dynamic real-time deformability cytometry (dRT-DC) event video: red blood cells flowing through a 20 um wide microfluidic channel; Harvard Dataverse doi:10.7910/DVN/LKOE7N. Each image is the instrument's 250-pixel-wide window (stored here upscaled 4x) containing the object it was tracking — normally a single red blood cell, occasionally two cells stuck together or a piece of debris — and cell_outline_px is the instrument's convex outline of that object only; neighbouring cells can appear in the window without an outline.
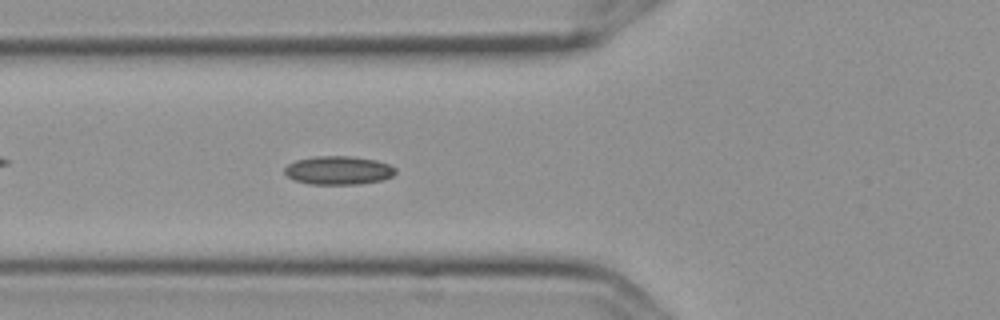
{"species": "Egyptian fruit bat (a non-hibernating species)", "species_latin": "Rousettus aegyptiacus", "temperature_condition": "cold", "stored_images_in_passage": 7, "camera_frame_rate_fps": 3000, "um_per_image_px": 0.085, "frame": {"image": 1, "passage_image": 7, "time_ms": 2.0, "image_size_px": [1000, 320], "cell_outline_px": [[396, 172], [392, 176], [380, 180], [356, 184], [308, 184], [296, 180], [288, 176], [284, 172], [284, 168], [288, 164], [296, 160], [316, 156], [352, 156], [376, 160], [388, 164], [396, 168]], "centroid_in_image_um": [28.76, 14.47], "position_along_channel_um": 97.0, "area_um2": 18.32}}